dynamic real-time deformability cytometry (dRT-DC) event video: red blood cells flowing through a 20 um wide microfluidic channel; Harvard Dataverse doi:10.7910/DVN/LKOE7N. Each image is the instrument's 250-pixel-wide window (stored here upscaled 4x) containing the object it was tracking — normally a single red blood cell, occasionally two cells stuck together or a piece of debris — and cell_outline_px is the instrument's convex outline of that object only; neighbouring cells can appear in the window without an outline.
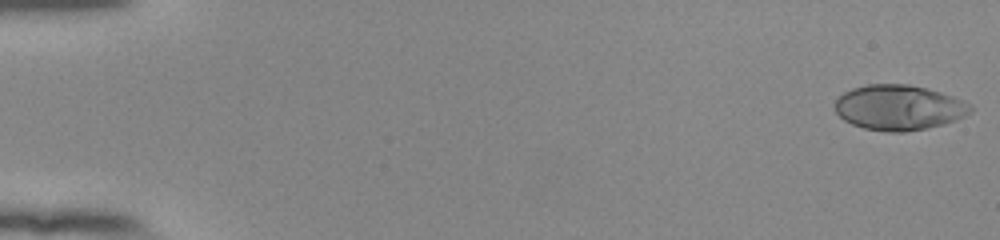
{"species": "human", "species_latin": "Homo sapiens", "temperature_condition": "room temperature", "stored_images_in_passage": 54, "camera_frame_rate_fps": 3000, "um_per_image_px": 0.085, "donor": {"sex": "female"}, "frame": {"image": 1, "passage_image": 1, "time_ms": 0.0, "image_size_px": [1000, 240], "cell_outline_px": [[972, 112], [956, 120], [944, 124], [904, 132], [884, 132], [864, 128], [852, 124], [844, 120], [836, 112], [836, 100], [844, 92], [852, 88], [868, 84], [908, 84], [940, 92], [952, 96], [972, 104]], "centroid_in_image_um": [76.41, 9.14], "position_along_channel_um": 8.6, "area_um2": 35.6}}
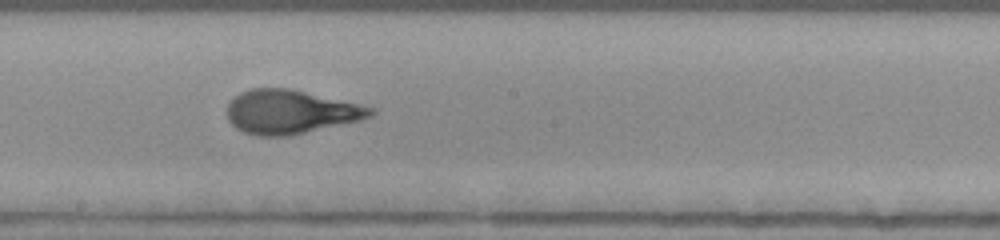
{"frame": {"image": 2, "passage_image": 31, "time_ms": 10.0, "image_size_px": [1000, 240], "cell_outline_px": [[376, 112], [372, 116], [360, 120], [288, 136], [260, 136], [244, 132], [236, 128], [228, 120], [228, 104], [240, 92], [252, 88], [288, 88], [376, 108]], "centroid_in_image_um": [24.69, 9.51], "position_along_channel_um": 223.5, "area_um2": 36.3}}
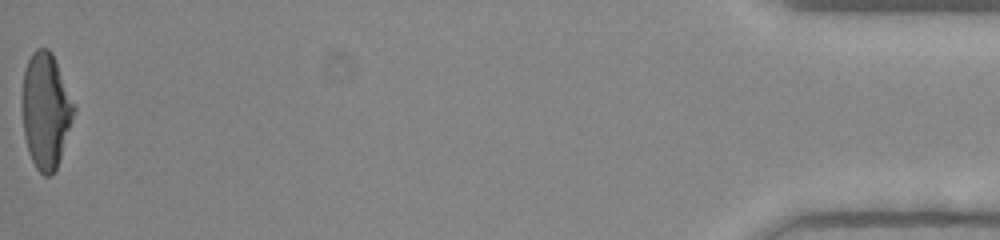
{"frame": {"image": 3, "passage_image": 54, "time_ms": 17.667, "image_size_px": [1000, 240], "cell_outline_px": [[76, 112], [56, 168], [48, 176], [44, 176], [36, 168], [28, 152], [24, 136], [20, 108], [20, 96], [24, 72], [28, 60], [32, 52], [36, 48], [48, 48], [52, 52], [76, 104]], "centroid_in_image_um": [3.87, 9.36], "position_along_channel_um": 431.3, "area_um2": 35.6}, "authors_computed_cell_mechanics": {"area_um2": 35.3736, "velocity_mm_per_s": 3.8897, "shape_relaxation_time_tau1_ms": 5.3378, "shape_relaxation_time_tau2_ms": null, "deformation_change_tau1": 0.2632, "deformation_change_tau2": null}}